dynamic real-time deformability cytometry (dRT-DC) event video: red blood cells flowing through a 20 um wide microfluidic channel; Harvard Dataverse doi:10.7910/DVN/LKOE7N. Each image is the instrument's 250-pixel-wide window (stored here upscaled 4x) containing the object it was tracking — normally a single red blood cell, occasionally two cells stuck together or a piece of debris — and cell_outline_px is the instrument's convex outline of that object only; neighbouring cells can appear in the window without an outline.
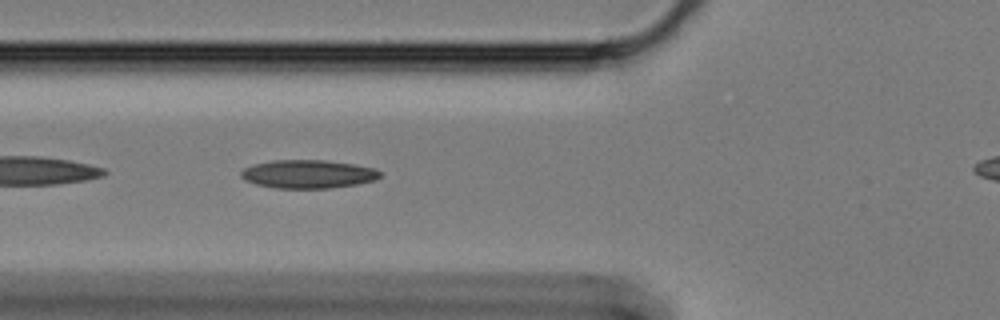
{"species": "Egyptian fruit bat (a non-hibernating species)", "species_latin": "Rousettus aegyptiacus", "temperature_condition": "cold", "stored_images_in_passage": 36, "camera_frame_rate_fps": 3000, "um_per_image_px": 0.085, "animal": {"sex": "female"}, "frame": {"image": 1, "passage_image": 4, "time_ms": 1.0, "image_size_px": [1000, 320], "cell_outline_px": [[380, 176], [376, 180], [356, 184], [328, 188], [272, 188], [256, 184], [244, 180], [240, 176], [240, 172], [244, 168], [256, 164], [272, 160], [324, 160], [352, 164], [376, 168], [380, 172]], "centroid_in_image_um": [26.17, 14.8], "position_along_channel_um": 99.6, "area_um2": 22.95}}
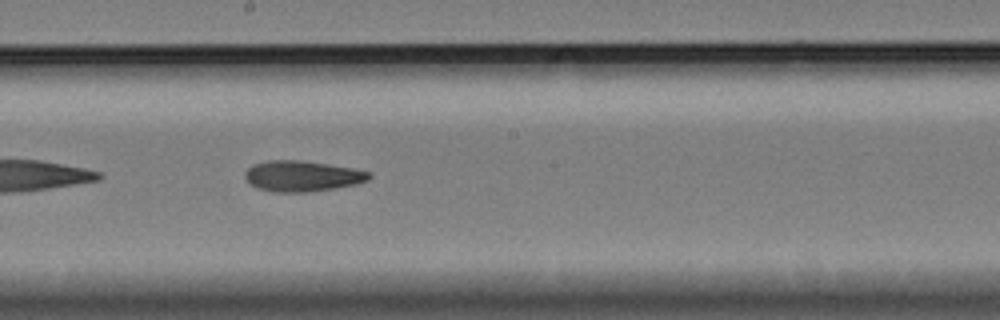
{"frame": {"image": 2, "passage_image": 15, "time_ms": 4.667, "image_size_px": [1000, 320], "cell_outline_px": [[372, 176], [368, 180], [356, 184], [336, 188], [308, 192], [272, 192], [256, 188], [244, 176], [244, 172], [252, 164], [268, 160], [300, 160], [352, 168], [372, 172]], "centroid_in_image_um": [25.68, 14.97], "position_along_channel_um": 222.5, "area_um2": 22.31}}
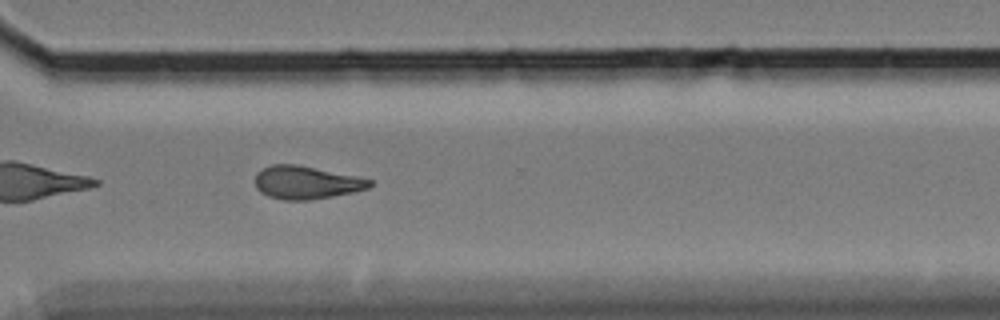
{"frame": {"image": 3, "passage_image": 26, "time_ms": 8.333, "image_size_px": [1000, 320], "cell_outline_px": [[372, 184], [368, 188], [352, 192], [332, 196], [308, 200], [284, 200], [268, 196], [260, 192], [256, 188], [256, 172], [272, 164], [296, 164], [356, 176], [372, 180]], "centroid_in_image_um": [26.0, 15.51], "position_along_channel_um": 344.6, "area_um2": 21.85}}